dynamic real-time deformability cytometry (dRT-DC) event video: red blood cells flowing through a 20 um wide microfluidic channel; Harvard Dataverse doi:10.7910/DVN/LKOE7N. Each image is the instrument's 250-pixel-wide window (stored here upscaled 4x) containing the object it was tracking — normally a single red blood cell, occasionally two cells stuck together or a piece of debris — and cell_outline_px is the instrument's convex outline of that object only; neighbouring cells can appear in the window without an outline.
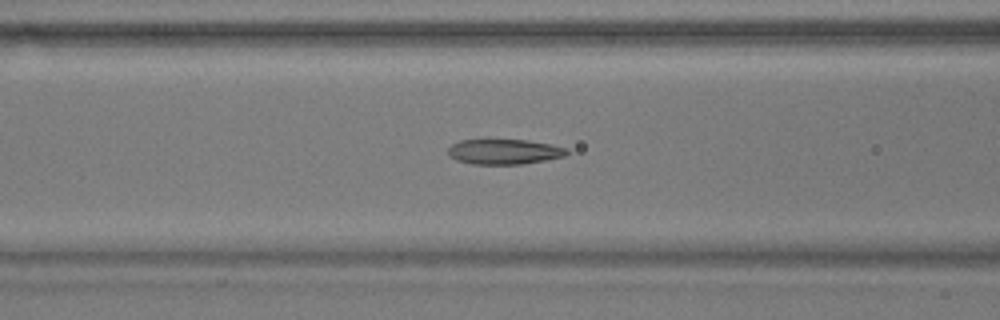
{"species": "common noctule bat (a hibernating species)", "species_latin": "Nyctalus noctula", "temperature_condition": "warm", "stored_images_in_passage": 56, "camera_frame_rate_fps": 3000, "um_per_image_px": 0.085, "animal": {"sex": "male", "body_mass_g": 17.9}, "frame": {"image": 1, "passage_image": 21, "time_ms": 6.667, "image_size_px": [1000, 320], "cell_outline_px": [[568, 152], [564, 156], [524, 164], [472, 164], [456, 160], [448, 156], [448, 148], [452, 144], [460, 140], [524, 140], [552, 144], [568, 148]], "centroid_in_image_um": [42.84, 12.9], "position_along_channel_um": 123.8, "area_um2": 17.4}}
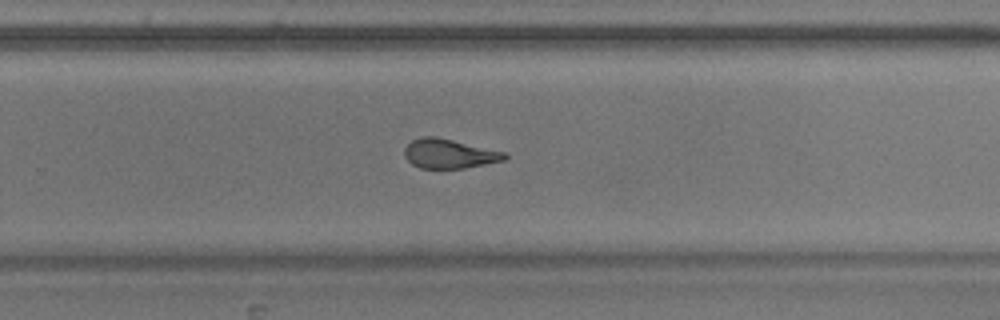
{"frame": {"image": 2, "passage_image": 35, "time_ms": 11.333, "image_size_px": [1000, 320], "cell_outline_px": [[508, 156], [504, 160], [464, 168], [420, 168], [412, 164], [404, 156], [404, 148], [412, 140], [420, 136], [432, 136], [452, 140], [508, 152]], "centroid_in_image_um": [38.18, 13.06], "position_along_channel_um": 291.6, "area_um2": 17.11}}
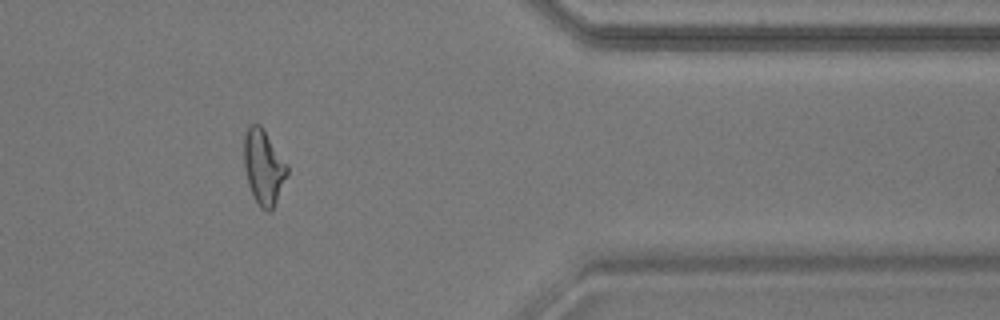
{"frame": {"image": 3, "passage_image": 45, "time_ms": 14.667, "image_size_px": [1000, 320], "cell_outline_px": [[288, 172], [272, 212], [268, 212], [260, 208], [248, 184], [244, 168], [244, 136], [248, 124], [260, 124], [264, 128], [288, 164]], "centroid_in_image_um": [22.41, 14.17], "position_along_channel_um": 389.0, "area_um2": 19.07}, "authors_computed_cell_mechanics": {"area_um2": 18.496, "velocity_mm_per_s": 3.601, "shape_relaxation_time_tau1_ms": 9.0397, "shape_relaxation_time_tau2_ms": 1.9032, "deformation_change_tau1": 0.2457, "deformation_change_tau2": 0.1014}}